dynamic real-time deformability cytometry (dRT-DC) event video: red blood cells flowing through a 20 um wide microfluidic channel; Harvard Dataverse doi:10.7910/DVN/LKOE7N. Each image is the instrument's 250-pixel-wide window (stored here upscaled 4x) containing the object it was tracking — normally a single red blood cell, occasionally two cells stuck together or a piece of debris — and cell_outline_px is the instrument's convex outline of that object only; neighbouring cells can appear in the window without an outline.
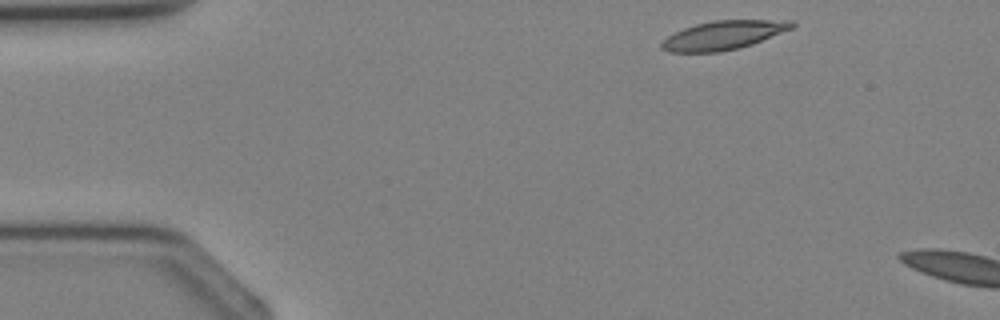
{"species": "Egyptian fruit bat (a non-hibernating species)", "species_latin": "Rousettus aegyptiacus", "temperature_condition": "cold", "stored_images_in_passage": 2, "camera_frame_rate_fps": 3000, "um_per_image_px": 0.085, "animal": {"sex": "female"}, "frame": {"image": 1, "passage_image": 1, "time_ms": 0.0, "image_size_px": [1000, 320], "cell_outline_px": [[796, 24], [792, 28], [752, 44], [720, 52], [668, 52], [660, 48], [660, 44], [668, 36], [684, 28], [696, 24], [712, 20], [792, 20]], "centroid_in_image_um": [61.48, 2.99], "position_along_channel_um": 23.5, "area_um2": 21.68}}